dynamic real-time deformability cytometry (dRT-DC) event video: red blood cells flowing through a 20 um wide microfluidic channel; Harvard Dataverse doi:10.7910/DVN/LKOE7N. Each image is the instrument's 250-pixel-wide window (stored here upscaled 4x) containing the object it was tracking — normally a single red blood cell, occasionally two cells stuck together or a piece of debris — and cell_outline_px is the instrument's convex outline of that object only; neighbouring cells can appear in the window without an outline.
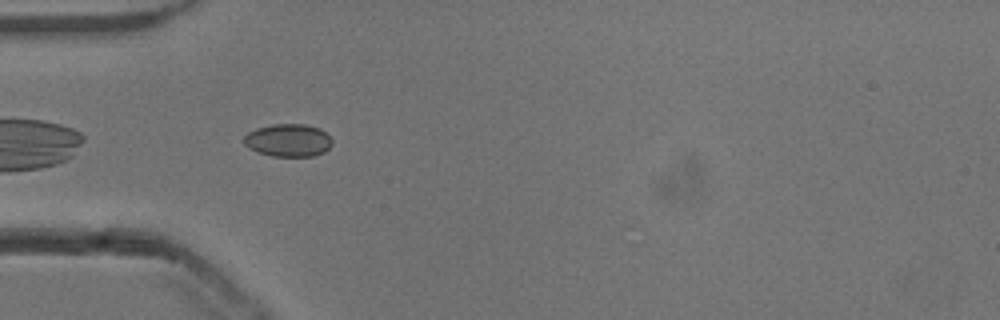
{"species": "common noctule bat (a hibernating species)", "species_latin": "Nyctalus noctula", "temperature_condition": "cold", "stored_images_in_passage": 40, "camera_frame_rate_fps": 3000, "um_per_image_px": 0.085, "animal": {"sex": "male", "body_mass_g": 13.3}, "frame": {"image": 1, "passage_image": 3, "time_ms": 0.667, "image_size_px": [1000, 320], "cell_outline_px": [[332, 144], [324, 152], [312, 156], [272, 156], [248, 148], [244, 144], [244, 136], [248, 132], [256, 128], [272, 124], [304, 124], [320, 128], [332, 140]], "centroid_in_image_um": [24.48, 11.92], "position_along_channel_um": 60.5, "area_um2": 16.76}}
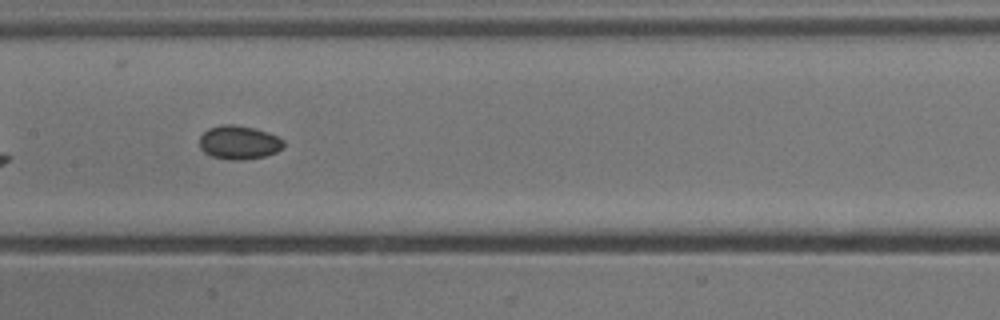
{"frame": {"image": 2, "passage_image": 13, "time_ms": 4.0, "image_size_px": [1000, 320], "cell_outline_px": [[284, 148], [276, 152], [264, 156], [240, 160], [228, 160], [212, 156], [204, 152], [200, 148], [200, 136], [208, 128], [220, 124], [232, 124], [256, 128], [268, 132], [284, 140]], "centroid_in_image_um": [20.31, 12.1], "position_along_channel_um": 187.1, "area_um2": 16.65}}
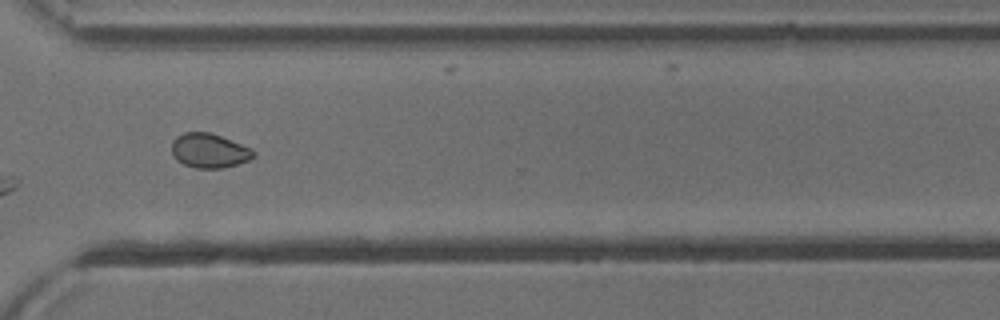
{"frame": {"image": 3, "passage_image": 26, "time_ms": 8.333, "image_size_px": [1000, 320], "cell_outline_px": [[256, 156], [248, 160], [224, 168], [196, 168], [184, 164], [176, 160], [172, 152], [172, 140], [176, 136], [184, 132], [208, 132], [220, 136], [252, 148], [256, 152]], "centroid_in_image_um": [17.79, 12.8], "position_along_channel_um": 352.8, "area_um2": 16.42}}